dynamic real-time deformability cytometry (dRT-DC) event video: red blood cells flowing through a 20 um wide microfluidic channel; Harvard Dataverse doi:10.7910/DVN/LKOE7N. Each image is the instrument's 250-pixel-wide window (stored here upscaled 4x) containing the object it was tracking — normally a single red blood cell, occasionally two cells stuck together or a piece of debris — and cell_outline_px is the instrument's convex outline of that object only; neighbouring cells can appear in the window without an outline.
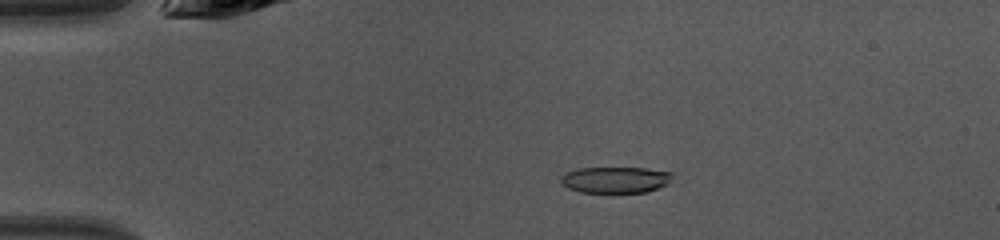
{"species": "common noctule bat (a hibernating species)", "species_latin": "Nyctalus noctula", "temperature_condition": "warm", "stored_images_in_passage": 38, "camera_frame_rate_fps": 3000, "um_per_image_px": 0.085, "animal": {"sex": "female", "body_mass_g": 10.0, "forearm_length_mm": 53.1}, "frame": {"image": 1, "passage_image": 1, "time_ms": 0.0, "image_size_px": [1000, 240], "cell_outline_px": [[672, 176], [668, 184], [648, 192], [580, 192], [568, 188], [560, 184], [560, 176], [564, 172], [576, 168], [644, 168], [672, 172]], "centroid_in_image_um": [52.26, 15.28], "position_along_channel_um": 32.7, "area_um2": 17.22}}
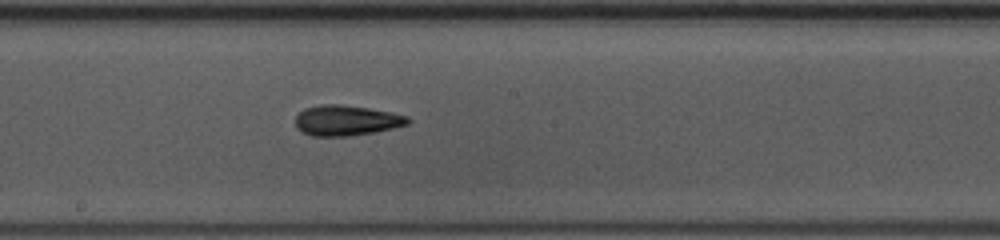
{"frame": {"image": 2, "passage_image": 17, "time_ms": 5.333, "image_size_px": [1000, 240], "cell_outline_px": [[412, 120], [408, 124], [392, 128], [372, 132], [348, 136], [312, 136], [296, 128], [296, 116], [304, 108], [320, 104], [340, 104], [368, 108], [408, 116]], "centroid_in_image_um": [29.42, 10.23], "position_along_channel_um": 218.8, "area_um2": 19.77}}
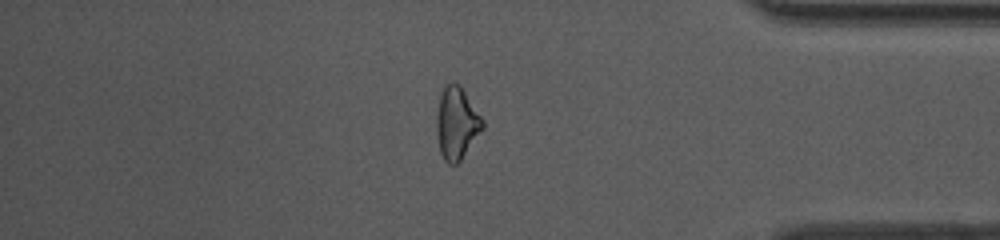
{"frame": {"image": 3, "passage_image": 31, "time_ms": 10.0, "image_size_px": [1000, 240], "cell_outline_px": [[484, 128], [460, 160], [456, 164], [448, 164], [444, 160], [440, 152], [436, 132], [436, 116], [440, 96], [444, 84], [460, 84], [484, 120]], "centroid_in_image_um": [38.81, 10.47], "position_along_channel_um": 396.4, "area_um2": 19.36}, "authors_computed_cell_mechanics": {"area_um2": 19.1318, "velocity_mm_per_s": 4.2987, "shape_relaxation_time_tau1_ms": 3.4008, "shape_relaxation_time_tau2_ms": 2.1912, "deformation_change_tau1": 0.1519, "deformation_change_tau2": 0.0944}}